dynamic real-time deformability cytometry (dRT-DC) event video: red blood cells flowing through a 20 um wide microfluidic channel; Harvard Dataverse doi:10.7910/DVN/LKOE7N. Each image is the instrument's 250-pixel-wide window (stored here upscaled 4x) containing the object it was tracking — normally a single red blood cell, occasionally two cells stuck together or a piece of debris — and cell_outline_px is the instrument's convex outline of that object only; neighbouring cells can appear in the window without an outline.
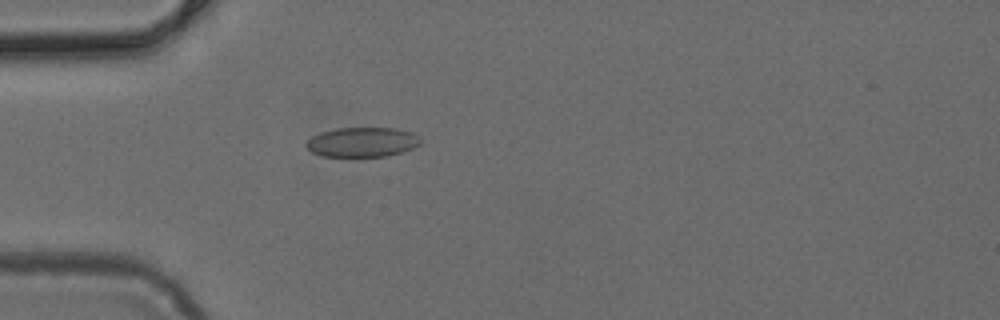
{"species": "common noctule bat (a hibernating species)", "species_latin": "Nyctalus noctula", "temperature_condition": "cold", "stored_images_in_passage": 5, "camera_frame_rate_fps": 3000, "um_per_image_px": 0.085, "animal": {"sex": "female", "body_mass_g": 24.6, "forearm_length_mm": 56.2}, "frame": {"image": 1, "passage_image": 5, "time_ms": 1.333, "image_size_px": [1000, 320], "cell_outline_px": [[420, 144], [412, 148], [388, 156], [320, 156], [312, 152], [304, 144], [312, 136], [320, 132], [336, 128], [396, 128], [412, 132], [420, 136]], "centroid_in_image_um": [30.78, 12.07], "position_along_channel_um": 54.2, "area_um2": 19.77}}